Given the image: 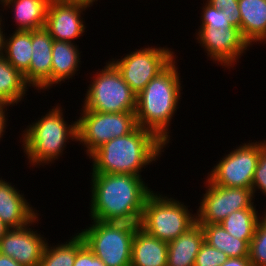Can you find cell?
<instances>
[{
  "instance_id": "obj_1",
  "label": "cell",
  "mask_w": 266,
  "mask_h": 266,
  "mask_svg": "<svg viewBox=\"0 0 266 266\" xmlns=\"http://www.w3.org/2000/svg\"><path fill=\"white\" fill-rule=\"evenodd\" d=\"M90 220L140 223L153 192L142 176L90 173Z\"/></svg>"
},
{
  "instance_id": "obj_2",
  "label": "cell",
  "mask_w": 266,
  "mask_h": 266,
  "mask_svg": "<svg viewBox=\"0 0 266 266\" xmlns=\"http://www.w3.org/2000/svg\"><path fill=\"white\" fill-rule=\"evenodd\" d=\"M176 59L136 96L138 126L152 132L167 147L172 137L169 126L180 106L181 91L184 89Z\"/></svg>"
},
{
  "instance_id": "obj_3",
  "label": "cell",
  "mask_w": 266,
  "mask_h": 266,
  "mask_svg": "<svg viewBox=\"0 0 266 266\" xmlns=\"http://www.w3.org/2000/svg\"><path fill=\"white\" fill-rule=\"evenodd\" d=\"M165 149L166 145L152 132L137 126L95 150L88 157L92 161L90 173L142 176V169L160 159Z\"/></svg>"
},
{
  "instance_id": "obj_4",
  "label": "cell",
  "mask_w": 266,
  "mask_h": 266,
  "mask_svg": "<svg viewBox=\"0 0 266 266\" xmlns=\"http://www.w3.org/2000/svg\"><path fill=\"white\" fill-rule=\"evenodd\" d=\"M35 119L21 131V147L30 166H45L60 159L71 140L77 142V120L69 124L64 117L61 103ZM64 110V111H63ZM22 140V141H21Z\"/></svg>"
},
{
  "instance_id": "obj_5",
  "label": "cell",
  "mask_w": 266,
  "mask_h": 266,
  "mask_svg": "<svg viewBox=\"0 0 266 266\" xmlns=\"http://www.w3.org/2000/svg\"><path fill=\"white\" fill-rule=\"evenodd\" d=\"M78 234L106 266H131L132 240L140 223L95 221Z\"/></svg>"
},
{
  "instance_id": "obj_6",
  "label": "cell",
  "mask_w": 266,
  "mask_h": 266,
  "mask_svg": "<svg viewBox=\"0 0 266 266\" xmlns=\"http://www.w3.org/2000/svg\"><path fill=\"white\" fill-rule=\"evenodd\" d=\"M184 203L153 191L145 200L140 227L159 240L173 241L196 222V214Z\"/></svg>"
},
{
  "instance_id": "obj_7",
  "label": "cell",
  "mask_w": 266,
  "mask_h": 266,
  "mask_svg": "<svg viewBox=\"0 0 266 266\" xmlns=\"http://www.w3.org/2000/svg\"><path fill=\"white\" fill-rule=\"evenodd\" d=\"M98 70L90 76L92 80L87 86L80 109L101 113L135 112L137 95L124 81L116 66L108 61Z\"/></svg>"
},
{
  "instance_id": "obj_8",
  "label": "cell",
  "mask_w": 266,
  "mask_h": 266,
  "mask_svg": "<svg viewBox=\"0 0 266 266\" xmlns=\"http://www.w3.org/2000/svg\"><path fill=\"white\" fill-rule=\"evenodd\" d=\"M77 120V143L87 157L113 138L132 132L137 126L135 112L101 113L81 109Z\"/></svg>"
},
{
  "instance_id": "obj_9",
  "label": "cell",
  "mask_w": 266,
  "mask_h": 266,
  "mask_svg": "<svg viewBox=\"0 0 266 266\" xmlns=\"http://www.w3.org/2000/svg\"><path fill=\"white\" fill-rule=\"evenodd\" d=\"M176 57L168 46L149 45L135 49L125 56L109 59L119 70L124 81L138 95L145 86L162 72Z\"/></svg>"
},
{
  "instance_id": "obj_10",
  "label": "cell",
  "mask_w": 266,
  "mask_h": 266,
  "mask_svg": "<svg viewBox=\"0 0 266 266\" xmlns=\"http://www.w3.org/2000/svg\"><path fill=\"white\" fill-rule=\"evenodd\" d=\"M244 142L221 157L207 174L215 185L251 189L260 155V141Z\"/></svg>"
},
{
  "instance_id": "obj_11",
  "label": "cell",
  "mask_w": 266,
  "mask_h": 266,
  "mask_svg": "<svg viewBox=\"0 0 266 266\" xmlns=\"http://www.w3.org/2000/svg\"><path fill=\"white\" fill-rule=\"evenodd\" d=\"M205 179L206 190L196 211L199 224H219L234 211L256 208L252 189L218 186Z\"/></svg>"
},
{
  "instance_id": "obj_12",
  "label": "cell",
  "mask_w": 266,
  "mask_h": 266,
  "mask_svg": "<svg viewBox=\"0 0 266 266\" xmlns=\"http://www.w3.org/2000/svg\"><path fill=\"white\" fill-rule=\"evenodd\" d=\"M196 31L195 39L210 57L208 60L216 65L218 63L224 70L227 68L230 71L251 47L243 38L240 29L233 26L225 29L198 28Z\"/></svg>"
},
{
  "instance_id": "obj_13",
  "label": "cell",
  "mask_w": 266,
  "mask_h": 266,
  "mask_svg": "<svg viewBox=\"0 0 266 266\" xmlns=\"http://www.w3.org/2000/svg\"><path fill=\"white\" fill-rule=\"evenodd\" d=\"M40 219L38 215L24 227L9 229L0 239V254L24 266H39L47 238L32 227L38 225Z\"/></svg>"
},
{
  "instance_id": "obj_14",
  "label": "cell",
  "mask_w": 266,
  "mask_h": 266,
  "mask_svg": "<svg viewBox=\"0 0 266 266\" xmlns=\"http://www.w3.org/2000/svg\"><path fill=\"white\" fill-rule=\"evenodd\" d=\"M88 9L80 5L49 1L45 28L54 40L74 43L75 39L87 32L83 16Z\"/></svg>"
},
{
  "instance_id": "obj_15",
  "label": "cell",
  "mask_w": 266,
  "mask_h": 266,
  "mask_svg": "<svg viewBox=\"0 0 266 266\" xmlns=\"http://www.w3.org/2000/svg\"><path fill=\"white\" fill-rule=\"evenodd\" d=\"M32 58L23 74L25 81L38 93L51 89L52 46L54 39L45 27L31 31Z\"/></svg>"
},
{
  "instance_id": "obj_16",
  "label": "cell",
  "mask_w": 266,
  "mask_h": 266,
  "mask_svg": "<svg viewBox=\"0 0 266 266\" xmlns=\"http://www.w3.org/2000/svg\"><path fill=\"white\" fill-rule=\"evenodd\" d=\"M5 180L0 178V219L10 229L24 227L40 213L22 191Z\"/></svg>"
},
{
  "instance_id": "obj_17",
  "label": "cell",
  "mask_w": 266,
  "mask_h": 266,
  "mask_svg": "<svg viewBox=\"0 0 266 266\" xmlns=\"http://www.w3.org/2000/svg\"><path fill=\"white\" fill-rule=\"evenodd\" d=\"M168 242L159 240L140 226L132 240L131 266H167Z\"/></svg>"
},
{
  "instance_id": "obj_18",
  "label": "cell",
  "mask_w": 266,
  "mask_h": 266,
  "mask_svg": "<svg viewBox=\"0 0 266 266\" xmlns=\"http://www.w3.org/2000/svg\"><path fill=\"white\" fill-rule=\"evenodd\" d=\"M204 241L203 228L196 221L182 235L168 242L167 266H194Z\"/></svg>"
},
{
  "instance_id": "obj_19",
  "label": "cell",
  "mask_w": 266,
  "mask_h": 266,
  "mask_svg": "<svg viewBox=\"0 0 266 266\" xmlns=\"http://www.w3.org/2000/svg\"><path fill=\"white\" fill-rule=\"evenodd\" d=\"M77 43L53 41L52 66H51V88L62 84L66 80L78 75L81 65V52ZM77 73V74H76ZM62 82V83H61ZM56 84V85H55Z\"/></svg>"
},
{
  "instance_id": "obj_20",
  "label": "cell",
  "mask_w": 266,
  "mask_h": 266,
  "mask_svg": "<svg viewBox=\"0 0 266 266\" xmlns=\"http://www.w3.org/2000/svg\"><path fill=\"white\" fill-rule=\"evenodd\" d=\"M241 34L249 43L266 44V0H238ZM258 42V43H257Z\"/></svg>"
},
{
  "instance_id": "obj_21",
  "label": "cell",
  "mask_w": 266,
  "mask_h": 266,
  "mask_svg": "<svg viewBox=\"0 0 266 266\" xmlns=\"http://www.w3.org/2000/svg\"><path fill=\"white\" fill-rule=\"evenodd\" d=\"M50 0H7L0 11L11 10L15 21L14 30L32 31L45 27L47 7ZM8 8V9H7Z\"/></svg>"
},
{
  "instance_id": "obj_22",
  "label": "cell",
  "mask_w": 266,
  "mask_h": 266,
  "mask_svg": "<svg viewBox=\"0 0 266 266\" xmlns=\"http://www.w3.org/2000/svg\"><path fill=\"white\" fill-rule=\"evenodd\" d=\"M29 87L24 75L3 56L0 57V102L12 106L23 102Z\"/></svg>"
},
{
  "instance_id": "obj_23",
  "label": "cell",
  "mask_w": 266,
  "mask_h": 266,
  "mask_svg": "<svg viewBox=\"0 0 266 266\" xmlns=\"http://www.w3.org/2000/svg\"><path fill=\"white\" fill-rule=\"evenodd\" d=\"M205 242L224 252L229 258H242L249 255L251 240H240L233 237L219 224H203Z\"/></svg>"
},
{
  "instance_id": "obj_24",
  "label": "cell",
  "mask_w": 266,
  "mask_h": 266,
  "mask_svg": "<svg viewBox=\"0 0 266 266\" xmlns=\"http://www.w3.org/2000/svg\"><path fill=\"white\" fill-rule=\"evenodd\" d=\"M5 36L3 57L17 70L24 74L32 58L31 31L14 30Z\"/></svg>"
},
{
  "instance_id": "obj_25",
  "label": "cell",
  "mask_w": 266,
  "mask_h": 266,
  "mask_svg": "<svg viewBox=\"0 0 266 266\" xmlns=\"http://www.w3.org/2000/svg\"><path fill=\"white\" fill-rule=\"evenodd\" d=\"M264 212L258 214L256 208H245L232 212L220 224L233 237L240 240H251L254 236L257 224Z\"/></svg>"
},
{
  "instance_id": "obj_26",
  "label": "cell",
  "mask_w": 266,
  "mask_h": 266,
  "mask_svg": "<svg viewBox=\"0 0 266 266\" xmlns=\"http://www.w3.org/2000/svg\"><path fill=\"white\" fill-rule=\"evenodd\" d=\"M48 240L39 266H73L76 258V233L61 244L51 245Z\"/></svg>"
},
{
  "instance_id": "obj_27",
  "label": "cell",
  "mask_w": 266,
  "mask_h": 266,
  "mask_svg": "<svg viewBox=\"0 0 266 266\" xmlns=\"http://www.w3.org/2000/svg\"><path fill=\"white\" fill-rule=\"evenodd\" d=\"M248 257L252 266H266V212L259 220L249 243Z\"/></svg>"
},
{
  "instance_id": "obj_28",
  "label": "cell",
  "mask_w": 266,
  "mask_h": 266,
  "mask_svg": "<svg viewBox=\"0 0 266 266\" xmlns=\"http://www.w3.org/2000/svg\"><path fill=\"white\" fill-rule=\"evenodd\" d=\"M204 5V6H203ZM200 26L199 28H216V29H225L231 28L232 25L229 23L227 15L223 10L214 8L206 0L202 4Z\"/></svg>"
},
{
  "instance_id": "obj_29",
  "label": "cell",
  "mask_w": 266,
  "mask_h": 266,
  "mask_svg": "<svg viewBox=\"0 0 266 266\" xmlns=\"http://www.w3.org/2000/svg\"><path fill=\"white\" fill-rule=\"evenodd\" d=\"M228 258L224 252L204 241L195 258L194 266H221Z\"/></svg>"
},
{
  "instance_id": "obj_30",
  "label": "cell",
  "mask_w": 266,
  "mask_h": 266,
  "mask_svg": "<svg viewBox=\"0 0 266 266\" xmlns=\"http://www.w3.org/2000/svg\"><path fill=\"white\" fill-rule=\"evenodd\" d=\"M252 191L254 197L256 193L264 194L266 196V140L260 141V155L258 158L257 166L254 171ZM260 191V192H257Z\"/></svg>"
},
{
  "instance_id": "obj_31",
  "label": "cell",
  "mask_w": 266,
  "mask_h": 266,
  "mask_svg": "<svg viewBox=\"0 0 266 266\" xmlns=\"http://www.w3.org/2000/svg\"><path fill=\"white\" fill-rule=\"evenodd\" d=\"M73 266H106L86 245L84 239L76 232V258Z\"/></svg>"
},
{
  "instance_id": "obj_32",
  "label": "cell",
  "mask_w": 266,
  "mask_h": 266,
  "mask_svg": "<svg viewBox=\"0 0 266 266\" xmlns=\"http://www.w3.org/2000/svg\"><path fill=\"white\" fill-rule=\"evenodd\" d=\"M214 8L223 10L229 23L241 31V16L238 0H206Z\"/></svg>"
},
{
  "instance_id": "obj_33",
  "label": "cell",
  "mask_w": 266,
  "mask_h": 266,
  "mask_svg": "<svg viewBox=\"0 0 266 266\" xmlns=\"http://www.w3.org/2000/svg\"><path fill=\"white\" fill-rule=\"evenodd\" d=\"M9 106L12 107V105L6 104L4 102H0V141L4 137V133L6 132L7 123H8V114L7 111L9 109Z\"/></svg>"
},
{
  "instance_id": "obj_34",
  "label": "cell",
  "mask_w": 266,
  "mask_h": 266,
  "mask_svg": "<svg viewBox=\"0 0 266 266\" xmlns=\"http://www.w3.org/2000/svg\"><path fill=\"white\" fill-rule=\"evenodd\" d=\"M221 266H252L249 257L228 258Z\"/></svg>"
},
{
  "instance_id": "obj_35",
  "label": "cell",
  "mask_w": 266,
  "mask_h": 266,
  "mask_svg": "<svg viewBox=\"0 0 266 266\" xmlns=\"http://www.w3.org/2000/svg\"><path fill=\"white\" fill-rule=\"evenodd\" d=\"M52 2L60 3V4H70V5H80L83 7H90L93 6L94 2H98V0H50Z\"/></svg>"
},
{
  "instance_id": "obj_36",
  "label": "cell",
  "mask_w": 266,
  "mask_h": 266,
  "mask_svg": "<svg viewBox=\"0 0 266 266\" xmlns=\"http://www.w3.org/2000/svg\"><path fill=\"white\" fill-rule=\"evenodd\" d=\"M3 18H4V16L2 15V18L0 19V57H2L4 55L5 36L7 35V33L4 32L5 31L4 30L5 29V26H4L5 20Z\"/></svg>"
},
{
  "instance_id": "obj_37",
  "label": "cell",
  "mask_w": 266,
  "mask_h": 266,
  "mask_svg": "<svg viewBox=\"0 0 266 266\" xmlns=\"http://www.w3.org/2000/svg\"><path fill=\"white\" fill-rule=\"evenodd\" d=\"M0 266H24L11 257L0 254Z\"/></svg>"
},
{
  "instance_id": "obj_38",
  "label": "cell",
  "mask_w": 266,
  "mask_h": 266,
  "mask_svg": "<svg viewBox=\"0 0 266 266\" xmlns=\"http://www.w3.org/2000/svg\"><path fill=\"white\" fill-rule=\"evenodd\" d=\"M10 228L5 225L1 219H0V239L4 236V234L9 230Z\"/></svg>"
},
{
  "instance_id": "obj_39",
  "label": "cell",
  "mask_w": 266,
  "mask_h": 266,
  "mask_svg": "<svg viewBox=\"0 0 266 266\" xmlns=\"http://www.w3.org/2000/svg\"><path fill=\"white\" fill-rule=\"evenodd\" d=\"M7 0H0V6L4 3V2H6Z\"/></svg>"
}]
</instances>
